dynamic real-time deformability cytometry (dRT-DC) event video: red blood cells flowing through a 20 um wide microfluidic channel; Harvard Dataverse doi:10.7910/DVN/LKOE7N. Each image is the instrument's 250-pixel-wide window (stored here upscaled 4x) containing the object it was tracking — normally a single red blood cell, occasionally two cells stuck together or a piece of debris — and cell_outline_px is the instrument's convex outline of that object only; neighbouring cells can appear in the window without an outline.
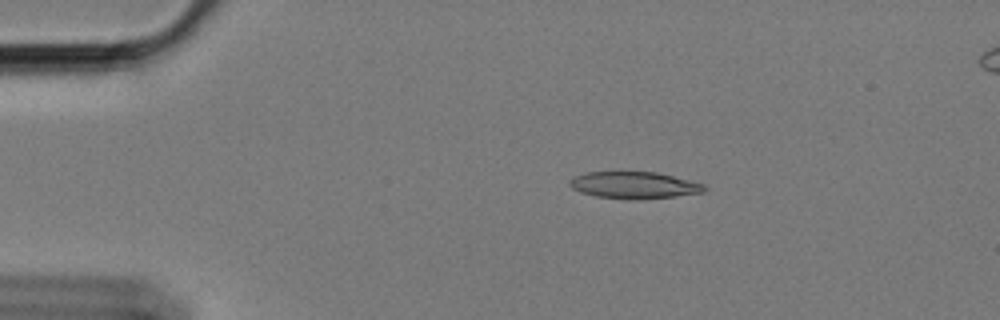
{"species": "Egyptian fruit bat (a non-hibernating species)", "species_latin": "Rousettus aegyptiacus", "temperature_condition": "cold", "stored_images_in_passage": 59, "camera_frame_rate_fps": 3000, "um_per_image_px": 0.085, "animal": {"sex": "female"}, "frame": {"image": 1, "passage_image": 11, "time_ms": 3.333, "image_size_px": [1000, 320], "cell_outline_px": [[708, 188], [704, 192], [676, 196], [640, 200], [628, 200], [596, 196], [580, 192], [572, 188], [568, 184], [568, 180], [576, 176], [588, 172], [656, 172], [704, 184]], "centroid_in_image_um": [53.89, 15.75], "position_along_channel_um": 31.1, "area_um2": 21.15}}
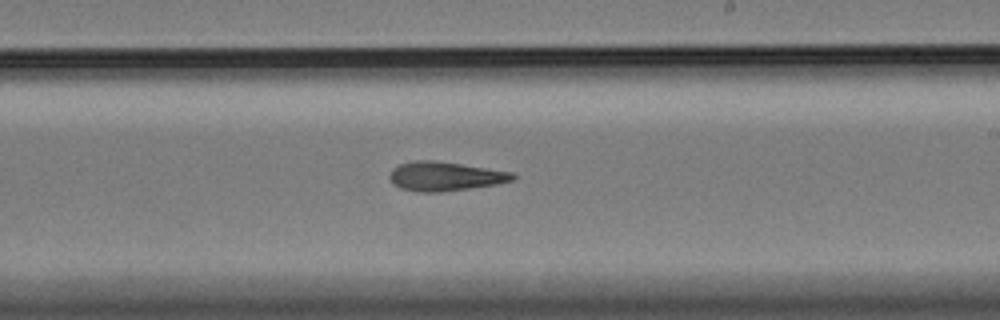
{"frame": {"image": 2, "passage_image": 35, "time_ms": 11.333, "image_size_px": [1000, 320], "cell_outline_px": [[516, 176], [512, 180], [496, 184], [440, 192], [416, 192], [400, 188], [392, 184], [388, 176], [392, 168], [400, 164], [416, 160], [428, 160], [460, 164], [512, 172]], "centroid_in_image_um": [37.75, 14.99], "position_along_channel_um": 251.2, "area_um2": 20.69}}
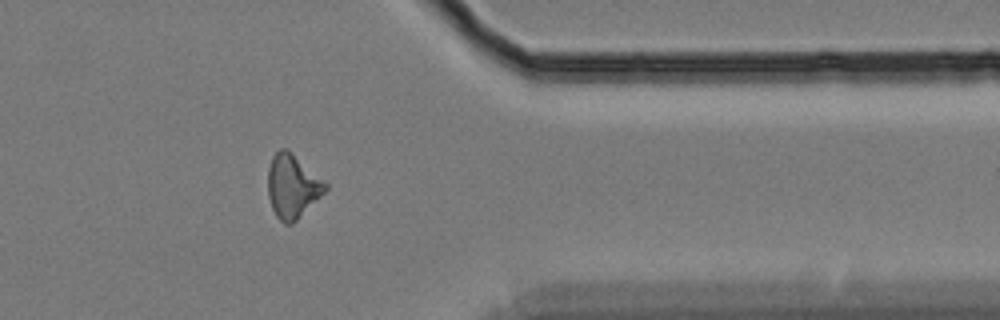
{"frame": {"image": 3, "passage_image": 48, "time_ms": 15.667, "image_size_px": [1000, 320], "cell_outline_px": [[328, 188], [292, 224], [284, 224], [276, 216], [272, 208], [268, 196], [268, 168], [272, 156], [280, 148], [288, 148], [328, 184]], "centroid_in_image_um": [24.84, 15.8], "position_along_channel_um": 386.6, "area_um2": 21.21}, "authors_computed_cell_mechanics": {"area_um2": 20.6924, "velocity_mm_per_s": 3.4004, "shape_relaxation_time_tau1_ms": null, "shape_relaxation_time_tau2_ms": 10.6648, "deformation_change_tau1": null, "deformation_change_tau2": 0.2392}}